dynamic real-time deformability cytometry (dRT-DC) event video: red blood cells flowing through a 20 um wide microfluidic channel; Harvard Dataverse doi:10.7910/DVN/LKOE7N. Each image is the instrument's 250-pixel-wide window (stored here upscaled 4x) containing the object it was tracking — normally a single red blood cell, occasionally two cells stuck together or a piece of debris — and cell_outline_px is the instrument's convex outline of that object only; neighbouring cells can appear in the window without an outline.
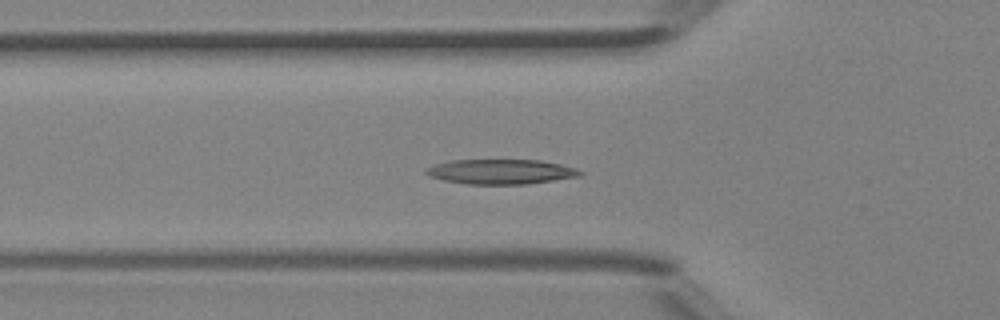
{"species": "Egyptian fruit bat (a non-hibernating species)", "species_latin": "Rousettus aegyptiacus", "temperature_condition": "room temperature", "stored_images_in_passage": 40, "camera_frame_rate_fps": 3000, "um_per_image_px": 0.085, "animal": {"sex": "female"}, "frame": {"image": 1, "passage_image": 14, "time_ms": 4.333, "image_size_px": [1000, 320], "cell_outline_px": [[584, 172], [580, 176], [528, 184], [468, 184], [444, 180], [428, 176], [424, 172], [424, 168], [436, 164], [452, 160], [540, 160], [560, 164], [576, 168]], "centroid_in_image_um": [42.56, 14.59], "position_along_channel_um": 83.2, "area_um2": 22.31}}
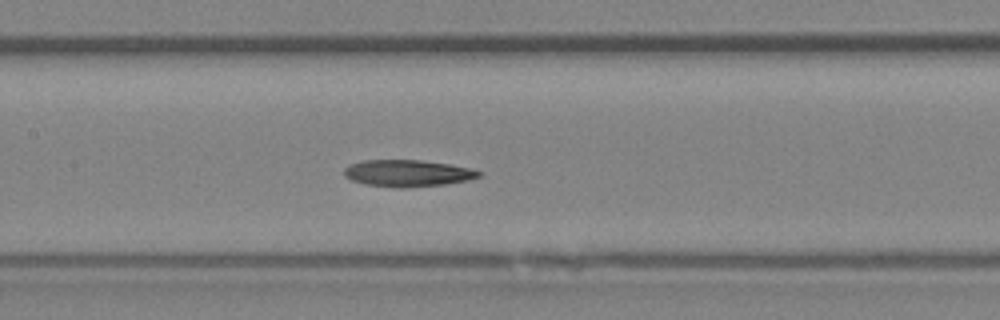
{"frame": {"image": 2, "passage_image": 20, "time_ms": 6.333, "image_size_px": [1000, 320], "cell_outline_px": [[484, 172], [480, 176], [468, 180], [444, 184], [404, 188], [396, 188], [364, 184], [352, 180], [344, 176], [344, 168], [348, 164], [360, 160], [420, 160], [448, 164], [472, 168]], "centroid_in_image_um": [34.62, 14.72], "position_along_channel_um": 172.8, "area_um2": 21.21}}
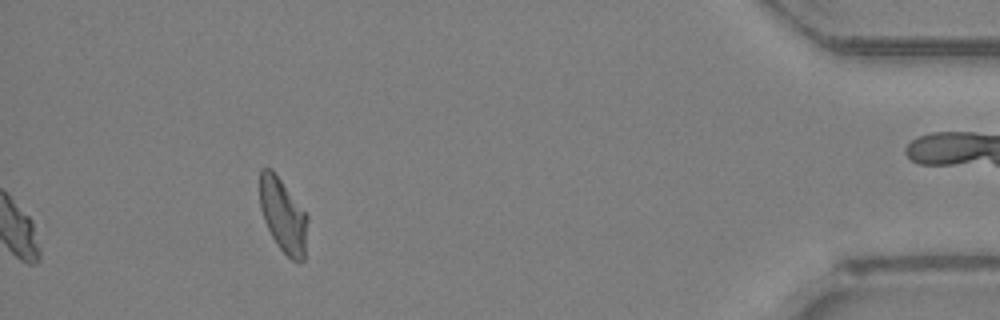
{"frame": {"image": 3, "passage_image": 40, "time_ms": 13.0, "image_size_px": [1000, 320], "cell_outline_px": [[308, 220], [304, 260], [300, 264], [296, 264], [276, 244], [264, 220], [260, 208], [260, 168], [272, 168], [308, 216]], "centroid_in_image_um": [24.07, 18.34], "position_along_channel_um": 411.1, "area_um2": 20.63}, "authors_computed_cell_mechanics": {"area_um2": 21.1548, "velocity_mm_per_s": 4.4825, "shape_relaxation_time_tau1_ms": 5.8638, "shape_relaxation_time_tau2_ms": 2.1499, "deformation_change_tau1": 0.1649, "deformation_change_tau2": 0.0777}}